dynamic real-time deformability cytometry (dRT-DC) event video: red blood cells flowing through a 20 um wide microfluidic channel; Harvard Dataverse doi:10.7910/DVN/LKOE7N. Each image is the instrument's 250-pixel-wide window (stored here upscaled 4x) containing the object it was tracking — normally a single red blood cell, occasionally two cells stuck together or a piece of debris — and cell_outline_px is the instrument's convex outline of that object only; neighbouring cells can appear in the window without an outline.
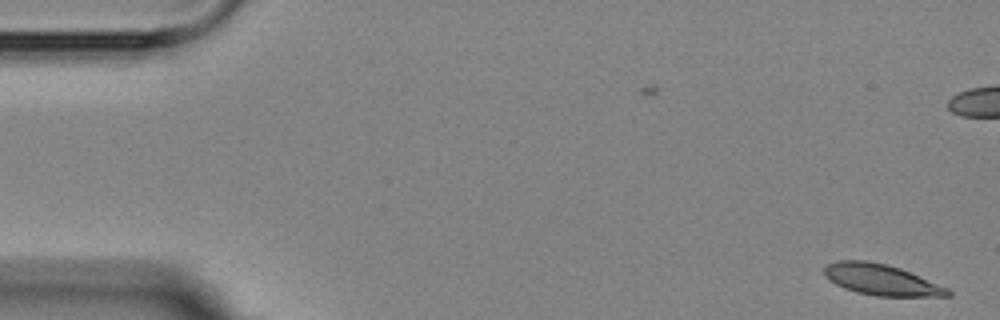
{"species": "Egyptian fruit bat (a non-hibernating species)", "species_latin": "Rousettus aegyptiacus", "temperature_condition": "room temperature", "stored_images_in_passage": 12, "camera_frame_rate_fps": 3000, "um_per_image_px": 0.085, "animal": {"sex": "female"}, "frame": {"image": 1, "passage_image": 1, "time_ms": 0.0, "image_size_px": [1000, 320], "cell_outline_px": [[952, 296], [876, 296], [856, 292], [844, 288], [828, 280], [824, 276], [824, 268], [828, 264], [840, 260], [868, 260], [900, 268], [948, 288], [952, 292]], "centroid_in_image_um": [74.89, 23.78], "position_along_channel_um": 10.1, "area_um2": 22.2}}
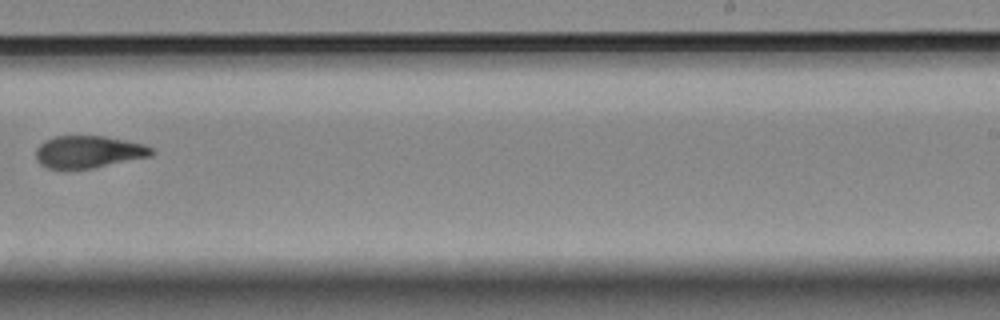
{"frame": {"image": 2, "passage_image": 9, "time_ms": 12.667, "image_size_px": [1000, 320], "cell_outline_px": [[156, 152], [152, 156], [92, 168], [64, 172], [48, 168], [40, 164], [36, 160], [36, 148], [44, 140], [56, 136], [104, 136], [144, 144], [152, 148]], "centroid_in_image_um": [7.48, 12.94], "position_along_channel_um": 281.5, "area_um2": 22.31}}
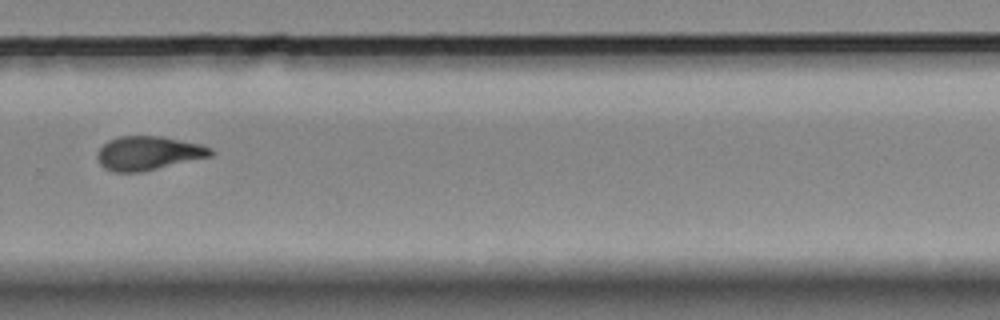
{"frame": {"image": 3, "passage_image": 10, "time_ms": 13.667, "image_size_px": [1000, 320], "cell_outline_px": [[212, 156], [140, 172], [112, 172], [104, 168], [100, 164], [96, 156], [96, 152], [108, 140], [120, 136], [160, 136], [200, 144], [212, 148]], "centroid_in_image_um": [12.57, 13.02], "position_along_channel_um": 317.2, "area_um2": 22.31}}